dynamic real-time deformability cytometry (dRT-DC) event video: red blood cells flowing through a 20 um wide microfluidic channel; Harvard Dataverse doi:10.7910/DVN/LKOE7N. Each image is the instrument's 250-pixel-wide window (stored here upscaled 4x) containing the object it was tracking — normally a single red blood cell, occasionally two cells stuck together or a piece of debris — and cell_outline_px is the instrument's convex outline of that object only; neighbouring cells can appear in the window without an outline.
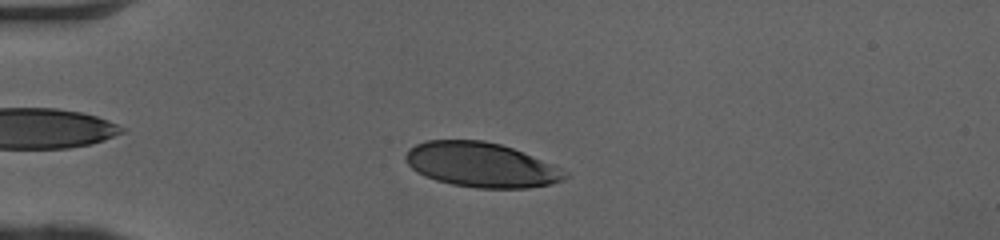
{"species": "human", "species_latin": "Homo sapiens", "temperature_condition": "cold", "stored_images_in_passage": 41, "camera_frame_rate_fps": 3000, "um_per_image_px": 0.085, "donor": {"sex": "female"}, "frame": {"image": 1, "passage_image": 9, "time_ms": 2.667, "image_size_px": [1000, 240], "cell_outline_px": [[568, 176], [564, 180], [548, 184], [528, 188], [476, 188], [452, 184], [436, 180], [424, 176], [416, 172], [404, 160], [404, 156], [408, 148], [424, 140], [484, 140], [500, 144], [512, 148], [560, 168], [568, 172]], "centroid_in_image_um": [40.84, 14.01], "position_along_channel_um": 44.2, "area_um2": 41.44}}
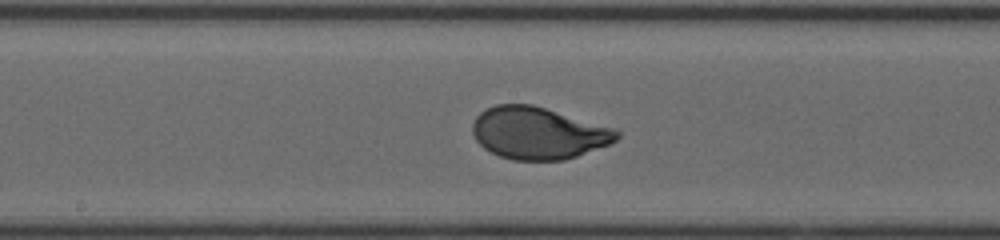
{"frame": {"image": 2, "passage_image": 23, "time_ms": 7.333, "image_size_px": [1000, 240], "cell_outline_px": [[620, 136], [616, 140], [608, 144], [576, 156], [564, 160], [512, 160], [500, 156], [484, 148], [476, 140], [472, 132], [472, 124], [476, 116], [480, 112], [496, 104], [532, 104], [616, 128], [620, 132]], "centroid_in_image_um": [45.75, 11.3], "position_along_channel_um": 202.5, "area_um2": 43.75}}
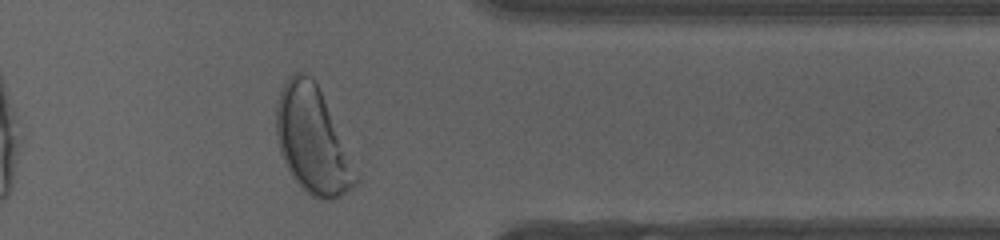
{"frame": {"image": 3, "passage_image": 37, "time_ms": 12.0, "image_size_px": [1000, 240], "cell_outline_px": [[360, 180], [352, 188], [340, 196], [332, 200], [320, 200], [312, 196], [292, 176], [280, 152], [276, 136], [276, 100], [288, 76], [292, 72], [304, 72], [312, 76], [320, 92]], "centroid_in_image_um": [26.52, 11.92], "position_along_channel_um": 384.9, "area_um2": 48.32}, "authors_computed_cell_mechanics": {"area_um2": 43.4078, "velocity_mm_per_s": 4.0686, "shape_relaxation_time_tau1_ms": 2.6575, "shape_relaxation_time_tau2_ms": null, "deformation_change_tau1": 0.1855, "deformation_change_tau2": null}}